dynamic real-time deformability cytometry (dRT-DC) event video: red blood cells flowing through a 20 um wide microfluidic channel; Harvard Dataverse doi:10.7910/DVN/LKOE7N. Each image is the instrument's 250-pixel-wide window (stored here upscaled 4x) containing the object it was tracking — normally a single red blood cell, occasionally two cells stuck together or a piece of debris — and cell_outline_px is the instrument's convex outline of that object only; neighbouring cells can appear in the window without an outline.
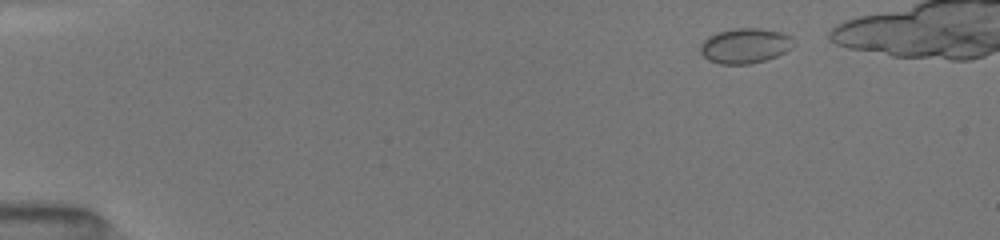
{"species": "common noctule bat (a hibernating species)", "species_latin": "Nyctalus noctula", "temperature_condition": "room temperature", "stored_images_in_passage": 21, "camera_frame_rate_fps": 3000, "um_per_image_px": 0.085, "animal": {"sex": "female", "body_mass_g": 19.5, "forearm_length_mm": 54.1}, "frame": {"image": 1, "passage_image": 1, "time_ms": 0.0, "image_size_px": [1000, 240], "cell_outline_px": [[792, 48], [776, 56], [764, 60], [748, 64], [720, 64], [708, 60], [700, 52], [700, 44], [708, 36], [716, 32], [732, 28], [760, 28], [780, 32], [788, 36], [792, 40]], "centroid_in_image_um": [63.27, 3.88], "position_along_channel_um": 21.7, "area_um2": 18.96}}
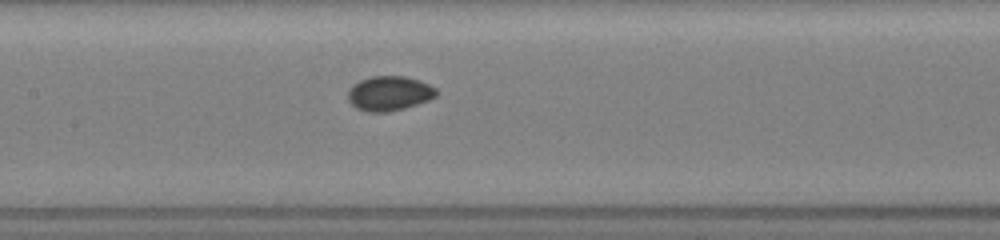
{"frame": {"image": 2, "passage_image": 11, "time_ms": 6.333, "image_size_px": [1000, 240], "cell_outline_px": [[436, 96], [428, 100], [404, 108], [384, 112], [368, 112], [356, 108], [348, 100], [348, 88], [352, 84], [360, 80], [372, 76], [404, 76], [420, 80], [436, 88]], "centroid_in_image_um": [33.05, 7.93], "position_along_channel_um": 174.3, "area_um2": 17.8}}
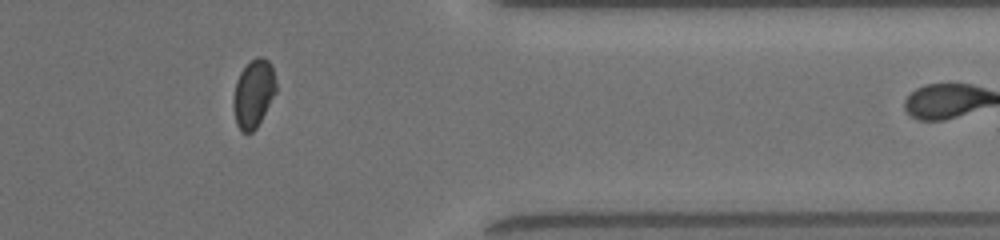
{"frame": {"image": 3, "passage_image": 20, "time_ms": 12.0, "image_size_px": [1000, 240], "cell_outline_px": [[276, 92], [256, 128], [252, 132], [244, 132], [236, 124], [232, 104], [232, 100], [236, 80], [240, 72], [256, 56], [260, 56], [268, 60], [272, 64], [276, 80]], "centroid_in_image_um": [21.54, 7.93], "position_along_channel_um": 389.9, "area_um2": 16.94}, "authors_computed_cell_mechanics": {"area_um2": 17.5712, "velocity_mm_per_s": 4.0325, "shape_relaxation_time_tau1_ms": 5.2727, "shape_relaxation_time_tau2_ms": 1.2592, "deformation_change_tau1": 0.0581, "deformation_change_tau2": 0.0338}}